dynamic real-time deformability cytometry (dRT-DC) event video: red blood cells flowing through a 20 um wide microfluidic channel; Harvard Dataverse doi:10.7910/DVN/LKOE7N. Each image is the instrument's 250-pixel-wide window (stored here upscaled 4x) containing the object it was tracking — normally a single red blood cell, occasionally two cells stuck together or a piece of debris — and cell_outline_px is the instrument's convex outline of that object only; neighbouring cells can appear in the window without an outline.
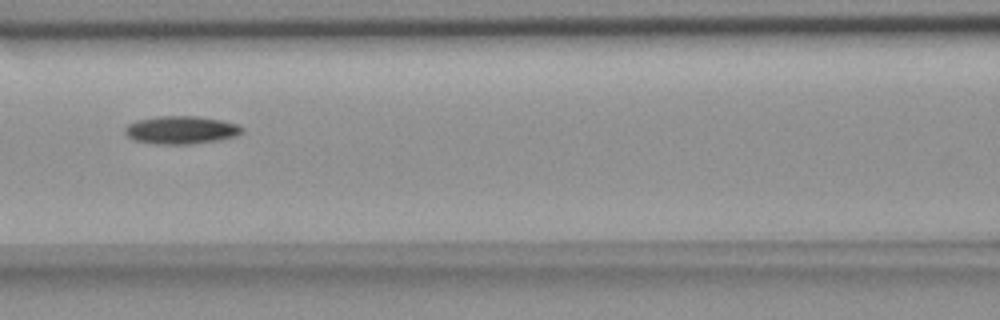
{"species": "common noctule bat (a hibernating species)", "species_latin": "Nyctalus noctula", "temperature_condition": "room temperature", "stored_images_in_passage": 8, "segment_of_instrument_passage": [1, 2], "camera_frame_rate_fps": 3000, "um_per_image_px": 0.085, "animal": {"sex": "female", "body_mass_g": 18.4}, "frame": {"image": 1, "passage_image": 5, "time_ms": 4.667, "image_size_px": [1000, 320], "cell_outline_px": [[244, 132], [236, 136], [220, 140], [192, 144], [152, 144], [132, 140], [124, 132], [124, 128], [128, 124], [136, 120], [156, 116], [196, 116], [220, 120], [240, 124], [244, 128]], "centroid_in_image_um": [15.4, 11.05], "position_along_channel_um": 151.2, "area_um2": 19.42}}
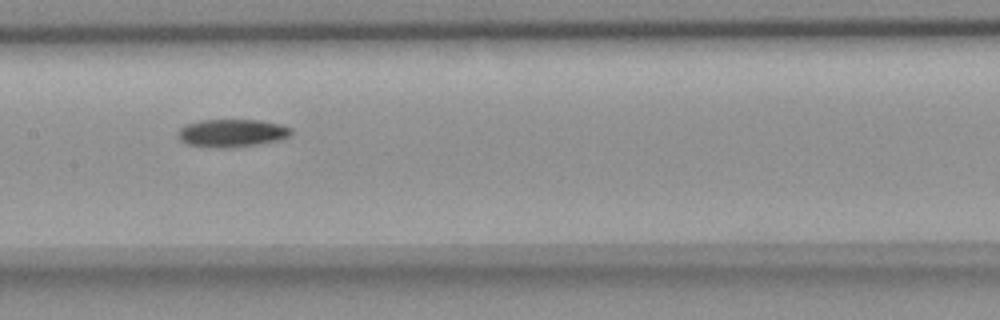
{"frame": {"image": 2, "passage_image": 6, "time_ms": 5.667, "image_size_px": [1000, 320], "cell_outline_px": [[292, 132], [288, 136], [280, 140], [232, 148], [216, 148], [188, 144], [180, 140], [176, 136], [176, 132], [184, 124], [200, 120], [260, 120], [280, 124], [292, 128]], "centroid_in_image_um": [19.67, 11.31], "position_along_channel_um": 187.7, "area_um2": 18.55}}
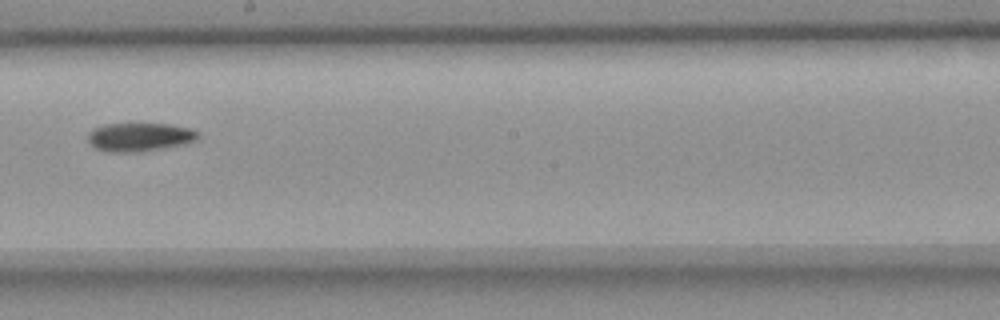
{"frame": {"image": 3, "passage_image": 7, "time_ms": 7.0, "image_size_px": [1000, 320], "cell_outline_px": [[200, 136], [196, 140], [184, 144], [136, 152], [108, 152], [96, 148], [88, 144], [88, 132], [92, 128], [104, 124], [168, 124], [192, 128], [200, 132]], "centroid_in_image_um": [11.85, 11.64], "position_along_channel_um": 236.3, "area_um2": 18.44}}